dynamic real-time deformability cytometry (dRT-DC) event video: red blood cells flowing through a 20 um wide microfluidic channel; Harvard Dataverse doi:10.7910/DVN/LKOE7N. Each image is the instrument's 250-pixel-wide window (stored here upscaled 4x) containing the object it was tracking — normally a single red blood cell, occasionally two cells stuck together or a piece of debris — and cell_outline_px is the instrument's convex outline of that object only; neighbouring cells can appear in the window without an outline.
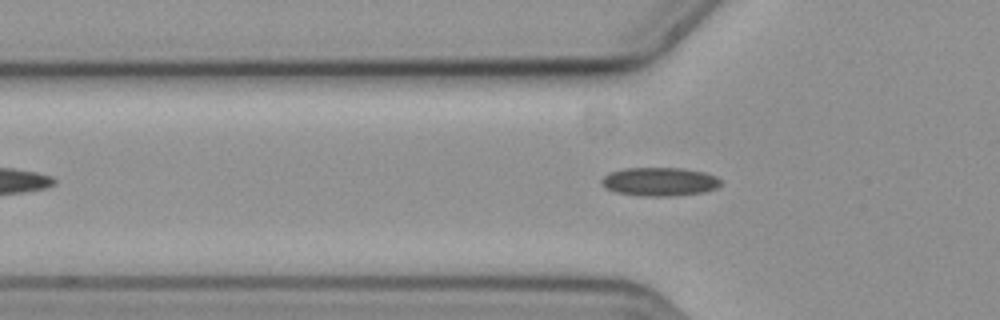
{"species": "common noctule bat (a hibernating species)", "species_latin": "Nyctalus noctula", "temperature_condition": "cold", "stored_images_in_passage": 51, "camera_frame_rate_fps": 3000, "um_per_image_px": 0.085, "animal": {"sex": "female", "body_mass_g": 19.3, "forearm_length_mm": 54.1}, "frame": {"image": 1, "passage_image": 13, "time_ms": 4.0, "image_size_px": [1000, 320], "cell_outline_px": [[720, 184], [716, 188], [704, 192], [676, 196], [640, 196], [616, 192], [604, 188], [600, 184], [600, 180], [608, 172], [624, 168], [680, 168], [704, 172], [716, 176], [720, 180]], "centroid_in_image_um": [56.01, 15.44], "position_along_channel_um": 69.8, "area_um2": 20.06}}
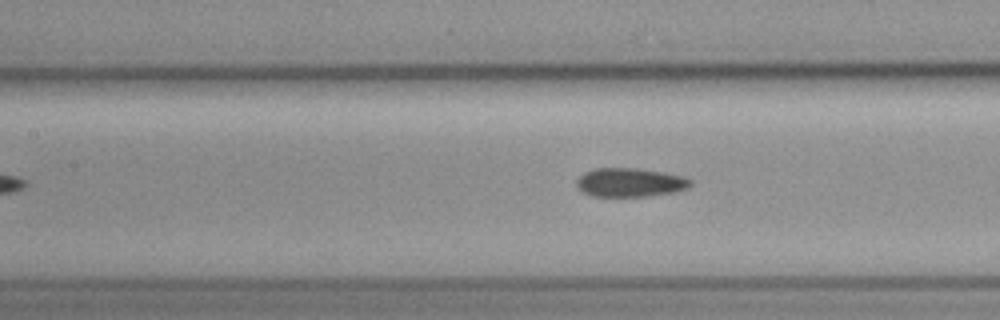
{"frame": {"image": 2, "passage_image": 20, "time_ms": 6.333, "image_size_px": [1000, 320], "cell_outline_px": [[692, 184], [688, 188], [672, 192], [644, 196], [592, 196], [584, 192], [576, 184], [576, 180], [584, 172], [596, 168], [636, 168], [664, 172], [684, 176], [692, 180]], "centroid_in_image_um": [53.57, 15.49], "position_along_channel_um": 153.8, "area_um2": 19.02}}
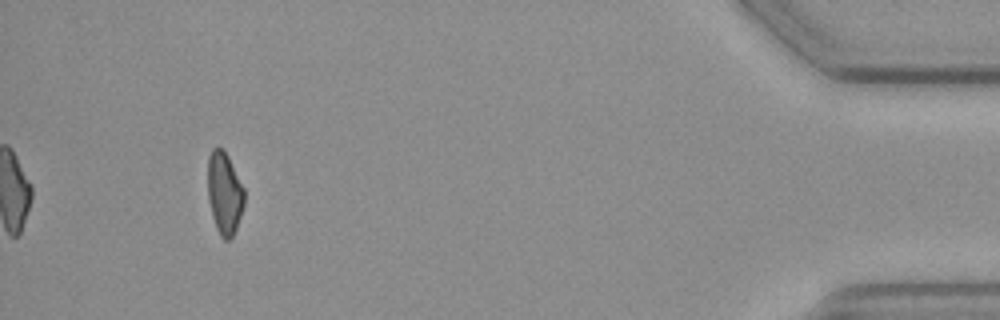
{"frame": {"image": 3, "passage_image": 48, "time_ms": 15.667, "image_size_px": [1000, 320], "cell_outline_px": [[244, 204], [236, 228], [232, 236], [228, 240], [224, 240], [220, 236], [216, 228], [212, 216], [208, 200], [208, 156], [212, 148], [220, 148], [228, 156], [244, 188]], "centroid_in_image_um": [19.07, 16.43], "position_along_channel_um": 416.1, "area_um2": 17.4}}